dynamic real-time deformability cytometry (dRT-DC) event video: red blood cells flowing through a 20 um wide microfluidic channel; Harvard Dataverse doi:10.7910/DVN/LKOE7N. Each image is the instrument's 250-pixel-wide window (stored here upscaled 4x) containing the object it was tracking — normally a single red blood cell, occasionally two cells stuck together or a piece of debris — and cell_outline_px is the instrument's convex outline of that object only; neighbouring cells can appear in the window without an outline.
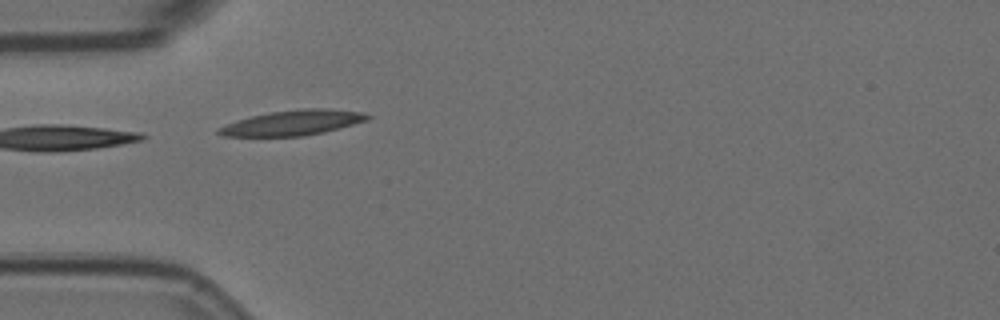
{"species": "Egyptian fruit bat (a non-hibernating species)", "species_latin": "Rousettus aegyptiacus", "temperature_condition": "room temperature", "stored_images_in_passage": 5, "camera_frame_rate_fps": 3000, "um_per_image_px": 0.085, "animal": {"sex": "female"}, "frame": {"image": 1, "passage_image": 4, "time_ms": 1.0, "image_size_px": [1000, 320], "cell_outline_px": [[372, 116], [368, 120], [324, 132], [304, 136], [224, 136], [216, 132], [216, 128], [236, 120], [268, 112], [300, 108], [328, 108], [364, 112]], "centroid_in_image_um": [24.9, 10.42], "position_along_channel_um": 60.1, "area_um2": 21.96}}